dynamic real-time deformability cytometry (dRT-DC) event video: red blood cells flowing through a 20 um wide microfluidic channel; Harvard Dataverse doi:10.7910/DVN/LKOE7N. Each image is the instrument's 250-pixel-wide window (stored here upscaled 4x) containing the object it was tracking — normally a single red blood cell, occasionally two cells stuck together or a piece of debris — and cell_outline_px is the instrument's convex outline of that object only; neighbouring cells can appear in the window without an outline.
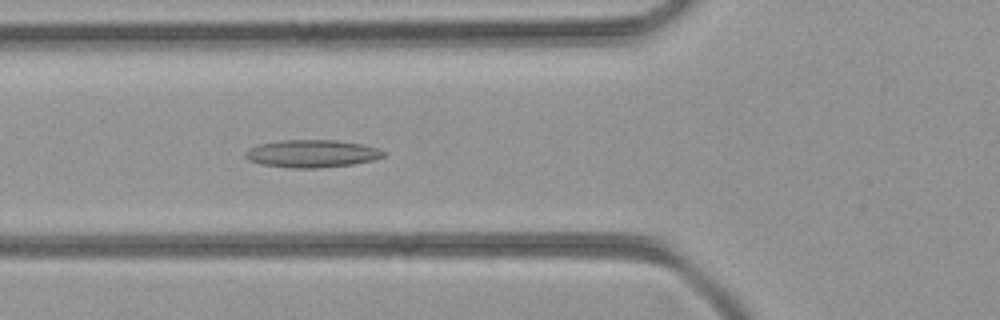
{"species": "common noctule bat (a hibernating species)", "species_latin": "Nyctalus noctula", "temperature_condition": "room temperature", "stored_images_in_passage": 44, "camera_frame_rate_fps": 3000, "um_per_image_px": 0.085, "animal": {"sex": "female", "body_mass_g": 21.9}, "frame": {"image": 1, "passage_image": 15, "time_ms": 4.667, "image_size_px": [1000, 320], "cell_outline_px": [[388, 152], [384, 156], [376, 160], [352, 164], [316, 168], [292, 168], [260, 164], [248, 160], [244, 156], [244, 152], [248, 148], [260, 144], [280, 140], [336, 140], [360, 144], [380, 148]], "centroid_in_image_um": [26.53, 13.06], "position_along_channel_um": 99.3, "area_um2": 22.43}}
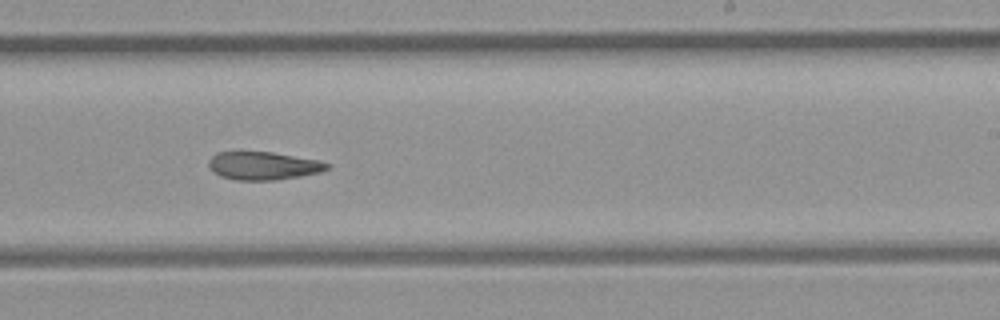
{"frame": {"image": 2, "passage_image": 26, "time_ms": 8.333, "image_size_px": [1000, 320], "cell_outline_px": [[332, 164], [328, 168], [320, 172], [300, 176], [272, 180], [236, 180], [220, 176], [208, 164], [208, 160], [216, 152], [272, 152], [320, 160]], "centroid_in_image_um": [22.41, 14.08], "position_along_channel_um": 266.6, "area_um2": 19.25}}
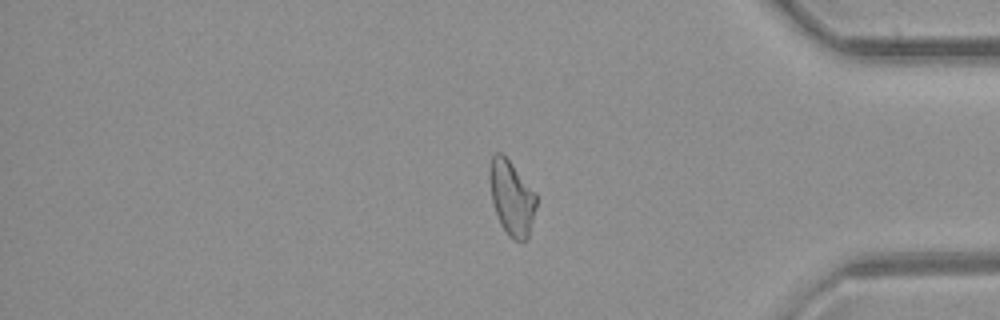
{"frame": {"image": 3, "passage_image": 36, "time_ms": 11.667, "image_size_px": [1000, 320], "cell_outline_px": [[536, 208], [528, 240], [524, 244], [508, 236], [500, 224], [492, 200], [488, 176], [488, 168], [492, 156], [496, 152], [500, 152], [512, 164], [536, 192]], "centroid_in_image_um": [43.49, 16.85], "position_along_channel_um": 391.7, "area_um2": 20.58}}